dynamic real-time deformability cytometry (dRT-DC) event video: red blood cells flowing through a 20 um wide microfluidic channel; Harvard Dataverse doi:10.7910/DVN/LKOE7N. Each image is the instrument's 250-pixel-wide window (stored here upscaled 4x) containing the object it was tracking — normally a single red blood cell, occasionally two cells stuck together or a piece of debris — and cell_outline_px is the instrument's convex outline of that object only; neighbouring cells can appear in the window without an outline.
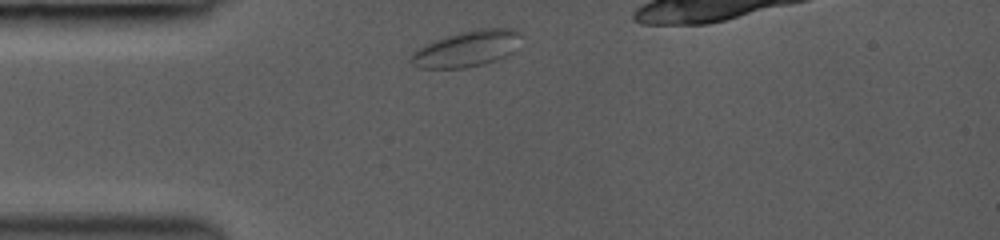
{"species": "common noctule bat (a hibernating species)", "species_latin": "Nyctalus noctula", "temperature_condition": "room temperature", "stored_images_in_passage": 6, "camera_frame_rate_fps": 3000, "um_per_image_px": 0.085, "animal": {"sex": "female", "body_mass_g": 19.0, "forearm_length_mm": 53.3}, "frame": {"image": 1, "passage_image": 1, "time_ms": 0.0, "image_size_px": [1000, 240], "cell_outline_px": [[520, 36], [512, 52], [496, 60], [484, 64], [464, 68], [420, 68], [412, 64], [408, 60], [408, 56], [412, 52], [424, 44], [444, 36], [476, 28], [512, 28], [520, 32]], "centroid_in_image_um": [39.61, 4.14], "position_along_channel_um": 45.4, "area_um2": 23.24}}
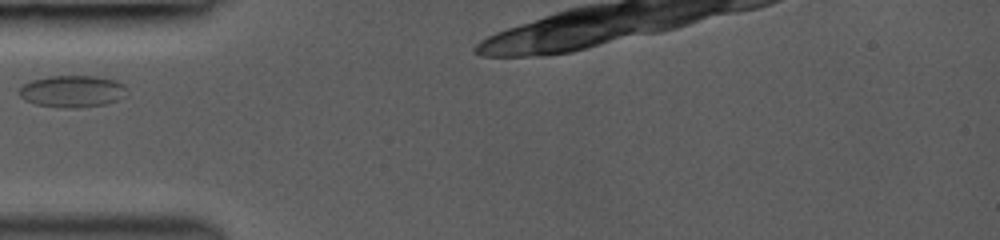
{"frame": {"image": 2, "passage_image": 3, "time_ms": 1.333, "image_size_px": [1000, 240], "cell_outline_px": [[128, 96], [104, 104], [72, 108], [60, 108], [36, 104], [24, 100], [20, 96], [20, 88], [24, 84], [32, 80], [48, 76], [96, 76], [116, 80], [124, 84], [128, 88]], "centroid_in_image_um": [6.19, 7.76], "position_along_channel_um": 78.8, "area_um2": 20.17}}
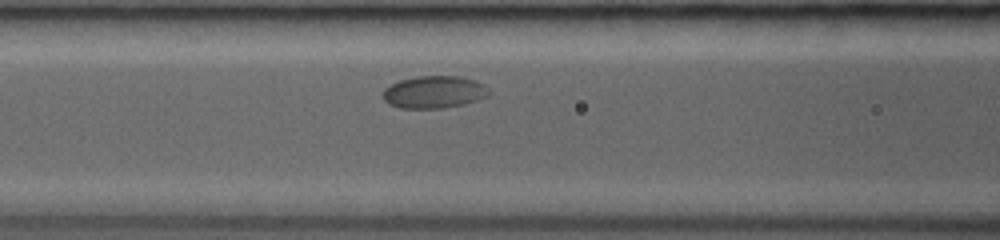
{"frame": {"image": 3, "passage_image": 5, "time_ms": 2.667, "image_size_px": [1000, 240], "cell_outline_px": [[488, 96], [464, 104], [444, 108], [400, 108], [388, 104], [380, 96], [384, 88], [400, 80], [416, 76], [460, 76], [476, 80], [484, 84], [488, 88]], "centroid_in_image_um": [36.87, 7.82], "position_along_channel_um": 129.7, "area_um2": 20.17}}